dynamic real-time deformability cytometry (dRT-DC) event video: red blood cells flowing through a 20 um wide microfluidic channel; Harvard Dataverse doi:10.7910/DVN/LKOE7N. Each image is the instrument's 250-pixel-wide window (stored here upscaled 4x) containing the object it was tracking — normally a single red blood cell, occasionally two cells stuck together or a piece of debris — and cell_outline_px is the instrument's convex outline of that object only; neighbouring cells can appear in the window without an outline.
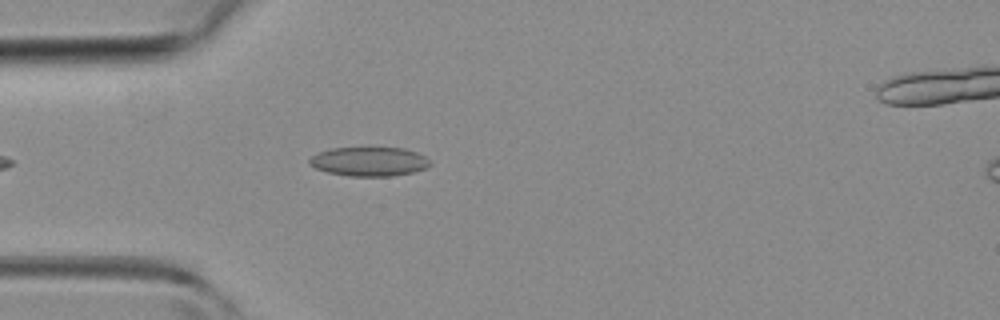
{"species": "common noctule bat (a hibernating species)", "species_latin": "Nyctalus noctula", "temperature_condition": "room temperature", "stored_images_in_passage": 19, "camera_frame_rate_fps": 3000, "um_per_image_px": 0.085, "animal": {"sex": "female", "body_mass_g": 19.3, "forearm_length_mm": 54.1}, "frame": {"image": 1, "passage_image": 3, "time_ms": 0.667, "image_size_px": [1000, 320], "cell_outline_px": [[432, 164], [424, 168], [412, 172], [392, 176], [348, 176], [328, 172], [316, 168], [308, 164], [308, 160], [316, 152], [332, 148], [368, 144], [404, 148], [416, 152], [424, 156]], "centroid_in_image_um": [31.33, 13.67], "position_along_channel_um": 53.7, "area_um2": 21.44}}
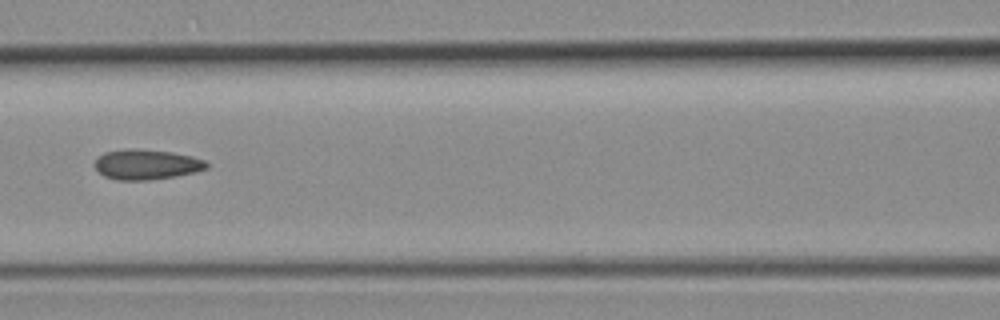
{"frame": {"image": 2, "passage_image": 10, "time_ms": 3.0, "image_size_px": [1000, 320], "cell_outline_px": [[208, 168], [196, 172], [176, 176], [148, 180], [116, 180], [104, 176], [96, 168], [96, 160], [104, 152], [128, 148], [132, 148], [172, 152], [192, 156], [204, 160], [208, 164]], "centroid_in_image_um": [12.47, 13.98], "position_along_channel_um": 154.1, "area_um2": 19.59}}
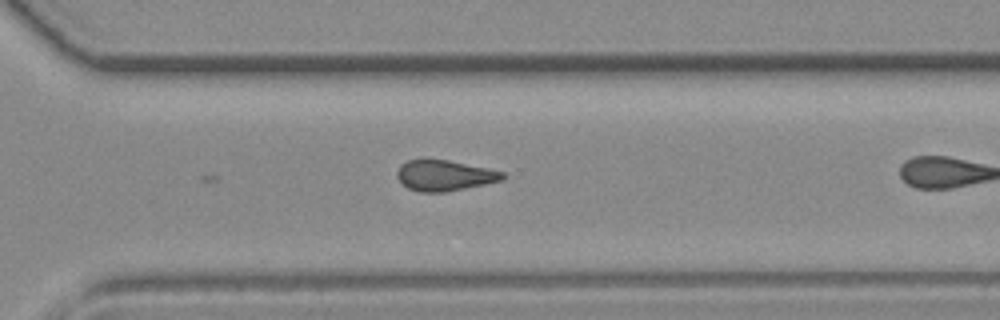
{"frame": {"image": 3, "passage_image": 19, "time_ms": 6.0, "image_size_px": [1000, 320], "cell_outline_px": [[508, 176], [504, 180], [444, 192], [420, 192], [408, 188], [396, 176], [396, 172], [400, 164], [408, 160], [448, 160], [488, 168], [504, 172]], "centroid_in_image_um": [37.81, 14.91], "position_along_channel_um": 332.8, "area_um2": 18.79}}